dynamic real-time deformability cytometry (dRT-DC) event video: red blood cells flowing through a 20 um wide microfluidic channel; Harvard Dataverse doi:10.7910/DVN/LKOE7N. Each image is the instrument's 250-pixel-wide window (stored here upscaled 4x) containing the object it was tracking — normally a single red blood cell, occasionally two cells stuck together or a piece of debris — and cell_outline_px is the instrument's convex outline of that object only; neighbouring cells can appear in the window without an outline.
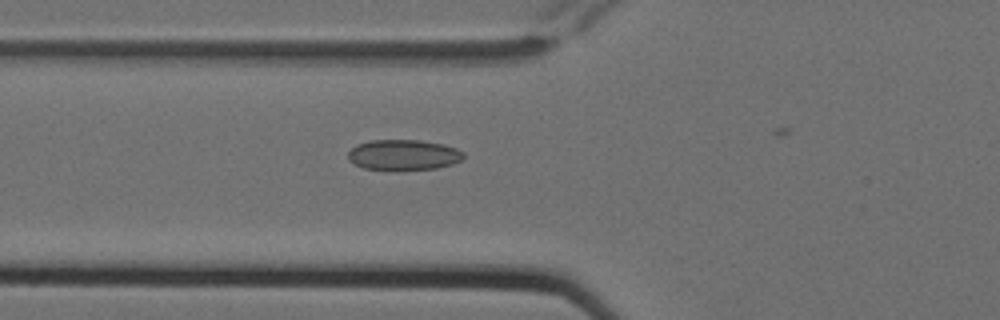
{"species": "Egyptian fruit bat (a non-hibernating species)", "species_latin": "Rousettus aegyptiacus", "temperature_condition": "cold", "stored_images_in_passage": 8, "camera_frame_rate_fps": 3000, "um_per_image_px": 0.085, "animal": {"sex": "female"}, "frame": {"image": 1, "passage_image": 8, "time_ms": 2.333, "image_size_px": [1000, 320], "cell_outline_px": [[464, 156], [460, 160], [452, 164], [436, 168], [364, 168], [348, 160], [348, 152], [356, 144], [368, 140], [420, 140], [444, 144], [456, 148], [464, 152]], "centroid_in_image_um": [34.3, 13.12], "position_along_channel_um": 91.5, "area_um2": 20.06}}